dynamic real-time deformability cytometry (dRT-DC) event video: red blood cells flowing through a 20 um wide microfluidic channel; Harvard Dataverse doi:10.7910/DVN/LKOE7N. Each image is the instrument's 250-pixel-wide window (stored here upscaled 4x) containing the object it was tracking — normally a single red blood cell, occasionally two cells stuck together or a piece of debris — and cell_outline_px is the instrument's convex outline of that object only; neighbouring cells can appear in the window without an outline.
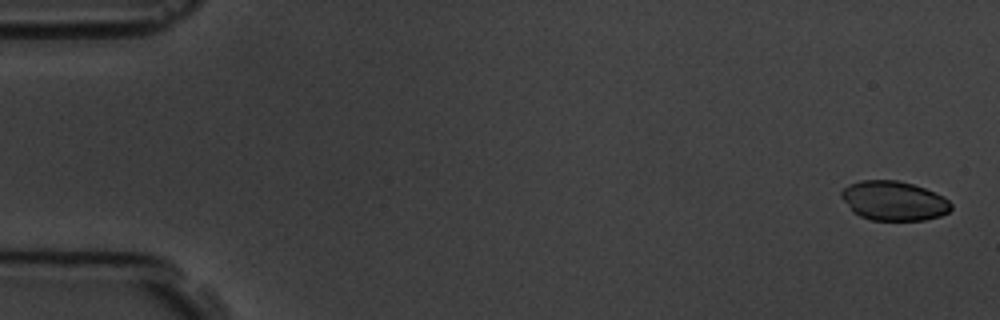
{"species": "common noctule bat (a hibernating species)", "species_latin": "Nyctalus noctula", "temperature_condition": "room temperature", "stored_images_in_passage": 5, "camera_frame_rate_fps": 3000, "um_per_image_px": 0.085, "animal": {"sex": "male", "body_mass_g": 19.5, "forearm_length_mm": 54.6}, "frame": {"image": 1, "passage_image": 1, "time_ms": 0.0, "image_size_px": [1000, 320], "cell_outline_px": [[952, 208], [948, 212], [940, 216], [924, 220], [872, 220], [860, 216], [852, 212], [840, 196], [840, 192], [848, 184], [860, 180], [896, 180], [912, 184], [924, 188], [944, 196], [952, 204]], "centroid_in_image_um": [75.95, 17.07], "position_along_channel_um": 9.0, "area_um2": 25.32}}
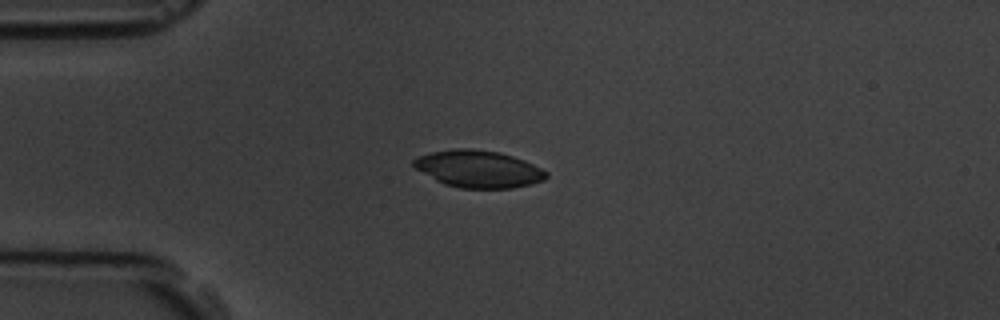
{"frame": {"image": 2, "passage_image": 5, "time_ms": 4.333, "image_size_px": [1000, 320], "cell_outline_px": [[548, 176], [544, 180], [532, 184], [512, 188], [460, 188], [444, 184], [436, 180], [416, 168], [412, 164], [412, 160], [420, 156], [432, 152], [452, 148], [472, 148], [500, 152], [524, 160], [548, 172]], "centroid_in_image_um": [40.68, 14.36], "position_along_channel_um": 44.3, "area_um2": 28.67}}